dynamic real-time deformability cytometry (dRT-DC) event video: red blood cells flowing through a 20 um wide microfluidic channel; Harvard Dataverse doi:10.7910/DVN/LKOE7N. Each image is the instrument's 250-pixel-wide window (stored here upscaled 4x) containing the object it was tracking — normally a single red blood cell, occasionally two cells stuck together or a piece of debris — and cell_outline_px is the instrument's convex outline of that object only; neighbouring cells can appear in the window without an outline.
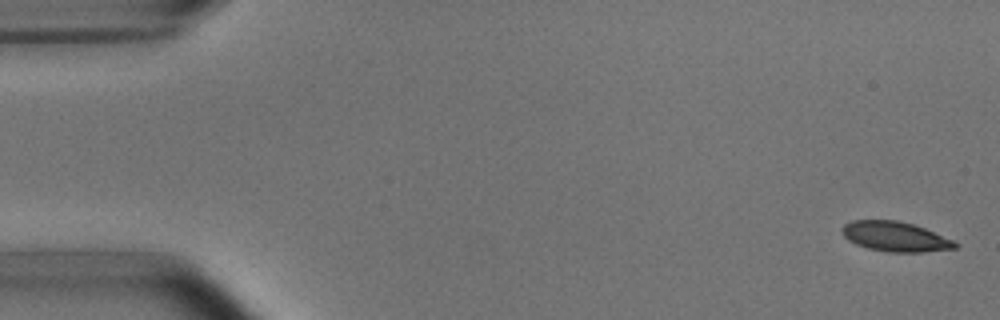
{"species": "common noctule bat (a hibernating species)", "species_latin": "Nyctalus noctula", "temperature_condition": "room temperature", "stored_images_in_passage": 53, "camera_frame_rate_fps": 3000, "um_per_image_px": 0.085, "animal": {"sex": "male", "body_mass_g": 15.6}, "frame": {"image": 1, "passage_image": 2, "time_ms": 0.333, "image_size_px": [1000, 320], "cell_outline_px": [[960, 244], [956, 248], [924, 252], [888, 252], [868, 248], [856, 244], [848, 240], [840, 232], [840, 228], [844, 224], [852, 220], [896, 220], [912, 224], [924, 228], [952, 240]], "centroid_in_image_um": [76.05, 20.11], "position_along_channel_um": 8.9, "area_um2": 19.65}}
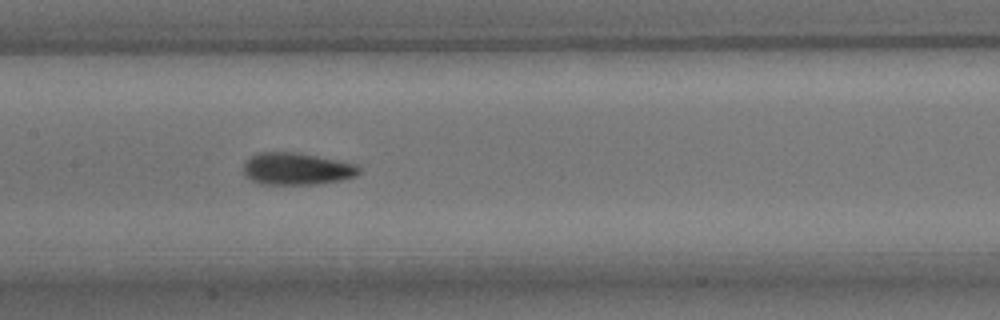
{"frame": {"image": 2, "passage_image": 26, "time_ms": 8.333, "image_size_px": [1000, 320], "cell_outline_px": [[360, 172], [356, 176], [340, 180], [320, 184], [260, 184], [244, 176], [244, 164], [252, 156], [260, 152], [296, 152], [356, 164], [360, 168]], "centroid_in_image_um": [25.22, 14.36], "position_along_channel_um": 182.2, "area_um2": 21.5}}
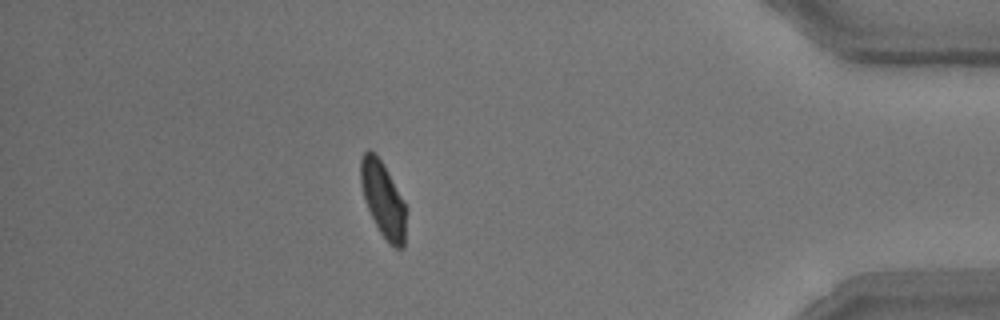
{"frame": {"image": 3, "passage_image": 47, "time_ms": 15.333, "image_size_px": [1000, 320], "cell_outline_px": [[404, 248], [396, 248], [388, 244], [380, 232], [364, 200], [360, 184], [360, 156], [368, 148], [380, 160], [404, 200]], "centroid_in_image_um": [32.52, 16.94], "position_along_channel_um": 402.7, "area_um2": 19.48}, "authors_computed_cell_mechanics": {"area_um2": 20.808, "velocity_mm_per_s": 3.7759, "shape_relaxation_time_tau1_ms": 3.6547, "shape_relaxation_time_tau2_ms": 1.573, "deformation_change_tau1": 0.1218, "deformation_change_tau2": 0.0506}}